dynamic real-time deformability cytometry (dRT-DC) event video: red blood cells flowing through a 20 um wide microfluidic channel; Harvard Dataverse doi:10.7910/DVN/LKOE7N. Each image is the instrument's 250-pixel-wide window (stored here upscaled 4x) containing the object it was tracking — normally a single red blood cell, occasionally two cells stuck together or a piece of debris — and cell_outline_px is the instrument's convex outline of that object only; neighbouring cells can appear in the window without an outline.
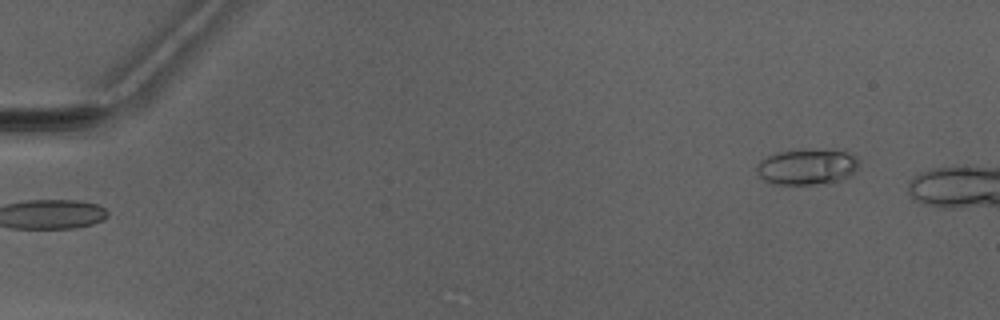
{"species": "Egyptian fruit bat (a non-hibernating species)", "species_latin": "Rousettus aegyptiacus", "temperature_condition": "warm", "stored_images_in_passage": 5, "camera_frame_rate_fps": 3000, "um_per_image_px": 0.085, "animal": {"sex": "male"}, "frame": {"image": 1, "passage_image": 5, "time_ms": 5.667, "image_size_px": [1000, 320], "cell_outline_px": [[860, 160], [856, 168], [844, 180], [832, 184], [776, 184], [764, 180], [760, 176], [756, 168], [756, 164], [760, 160], [768, 156], [780, 152], [832, 148], [844, 148], [852, 152]], "centroid_in_image_um": [68.7, 14.16], "position_along_channel_um": 16.3, "area_um2": 21.91}}